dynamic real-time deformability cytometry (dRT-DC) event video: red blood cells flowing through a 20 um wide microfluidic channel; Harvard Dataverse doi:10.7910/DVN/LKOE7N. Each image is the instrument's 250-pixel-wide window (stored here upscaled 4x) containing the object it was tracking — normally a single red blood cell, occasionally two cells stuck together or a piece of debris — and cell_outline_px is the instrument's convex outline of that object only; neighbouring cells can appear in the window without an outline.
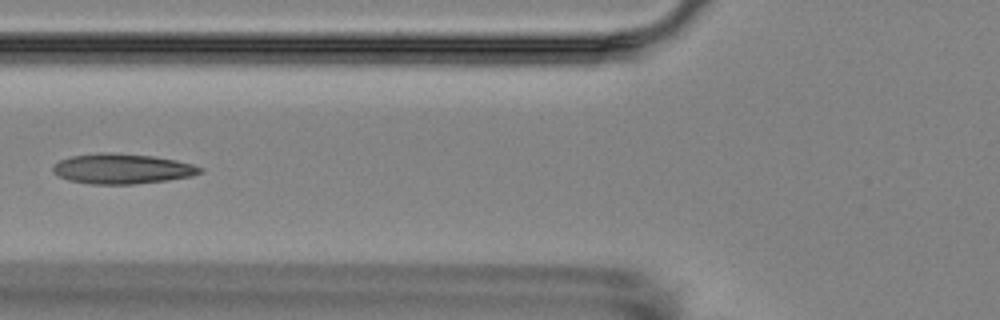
{"species": "Egyptian fruit bat (a non-hibernating species)", "species_latin": "Rousettus aegyptiacus", "temperature_condition": "room temperature", "stored_images_in_passage": 6, "camera_frame_rate_fps": 3000, "um_per_image_px": 0.085, "animal": {"sex": "female"}, "frame": {"image": 1, "passage_image": 6, "time_ms": 6.0, "image_size_px": [1000, 320], "cell_outline_px": [[204, 172], [192, 176], [168, 180], [132, 184], [88, 184], [68, 180], [52, 172], [52, 168], [60, 160], [72, 156], [104, 152], [152, 156], [176, 160], [192, 164], [204, 168]], "centroid_in_image_um": [10.41, 14.35], "position_along_channel_um": 115.4, "area_um2": 25.72}}